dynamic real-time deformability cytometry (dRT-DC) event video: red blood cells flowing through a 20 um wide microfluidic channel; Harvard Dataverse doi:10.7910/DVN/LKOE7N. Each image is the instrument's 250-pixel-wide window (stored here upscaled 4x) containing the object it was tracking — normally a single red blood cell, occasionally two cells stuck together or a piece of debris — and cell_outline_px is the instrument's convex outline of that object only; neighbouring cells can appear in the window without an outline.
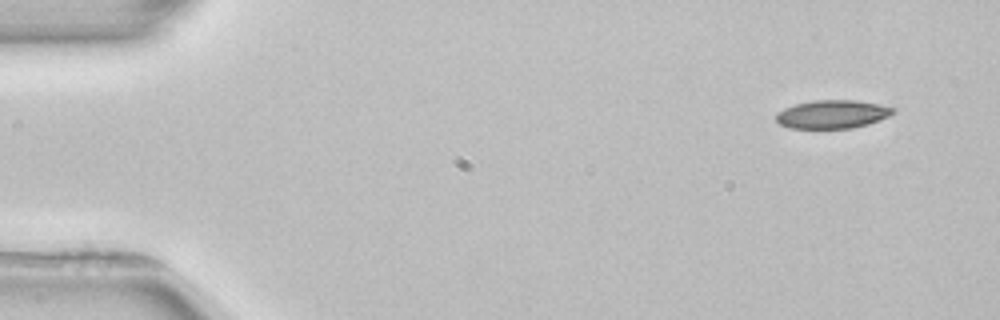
{"species": "common noctule bat (a hibernating species)", "species_latin": "Nyctalus noctula", "temperature_condition": "room temperature", "stored_images_in_passage": 4, "camera_frame_rate_fps": 3000, "um_per_image_px": 0.085, "animal": {"sex": "female", "body_mass_g": 22.7, "forearm_length_mm": 54.2}, "frame": {"image": 1, "passage_image": 1, "time_ms": 0.0, "image_size_px": [1000, 320], "cell_outline_px": [[896, 108], [888, 116], [868, 124], [852, 128], [788, 128], [780, 124], [776, 120], [776, 112], [784, 108], [796, 104], [816, 100], [856, 100], [880, 104]], "centroid_in_image_um": [70.73, 9.71], "position_along_channel_um": 14.3, "area_um2": 19.25}}
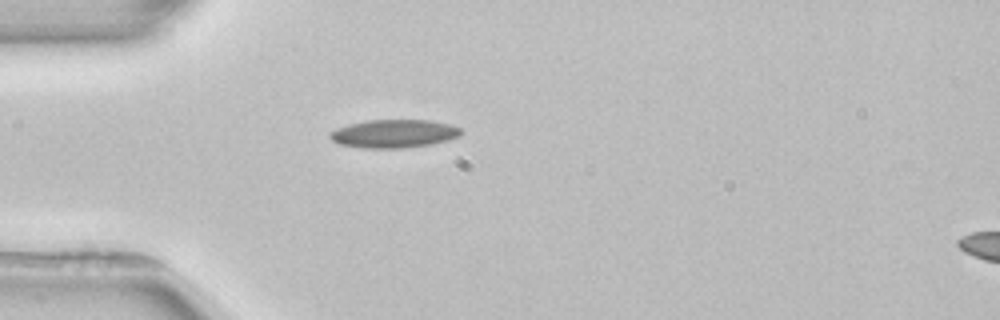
{"frame": {"image": 2, "passage_image": 4, "time_ms": 3.667, "image_size_px": [1000, 320], "cell_outline_px": [[464, 132], [460, 136], [448, 140], [432, 144], [404, 148], [364, 148], [340, 144], [332, 140], [328, 136], [328, 132], [336, 128], [348, 124], [368, 120], [432, 120], [448, 124], [460, 128]], "centroid_in_image_um": [33.48, 11.36], "position_along_channel_um": 51.5, "area_um2": 21.73}}